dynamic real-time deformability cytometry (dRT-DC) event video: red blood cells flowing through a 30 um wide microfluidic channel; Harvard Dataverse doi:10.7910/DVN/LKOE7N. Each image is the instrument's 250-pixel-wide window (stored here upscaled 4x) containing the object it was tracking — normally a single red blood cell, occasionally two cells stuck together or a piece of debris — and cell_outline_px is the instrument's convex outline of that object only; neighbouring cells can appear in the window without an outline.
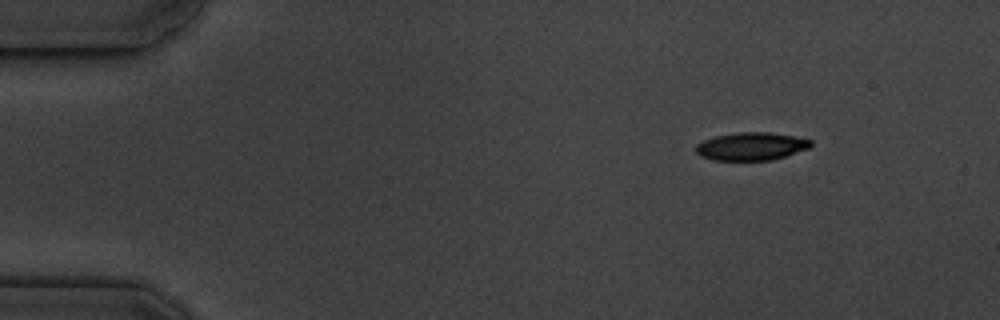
{"species": "common noctule bat (a hibernating species)", "species_latin": "Nyctalus noctula", "temperature_condition": "cold", "stored_images_in_passage": 3, "camera_frame_rate_fps": 3000, "um_per_image_px": 0.085, "animal": {"sex": "male", "body_mass_g": 19.5, "forearm_length_mm": 54.6}, "frame": {"image": 1, "passage_image": 1, "time_ms": 0.0, "image_size_px": [1000, 320], "cell_outline_px": [[812, 144], [808, 148], [772, 160], [712, 160], [700, 156], [696, 152], [696, 144], [704, 140], [716, 136], [740, 132], [768, 132], [792, 136], [812, 140]], "centroid_in_image_um": [63.82, 12.44], "position_along_channel_um": 21.2, "area_um2": 18.5}}